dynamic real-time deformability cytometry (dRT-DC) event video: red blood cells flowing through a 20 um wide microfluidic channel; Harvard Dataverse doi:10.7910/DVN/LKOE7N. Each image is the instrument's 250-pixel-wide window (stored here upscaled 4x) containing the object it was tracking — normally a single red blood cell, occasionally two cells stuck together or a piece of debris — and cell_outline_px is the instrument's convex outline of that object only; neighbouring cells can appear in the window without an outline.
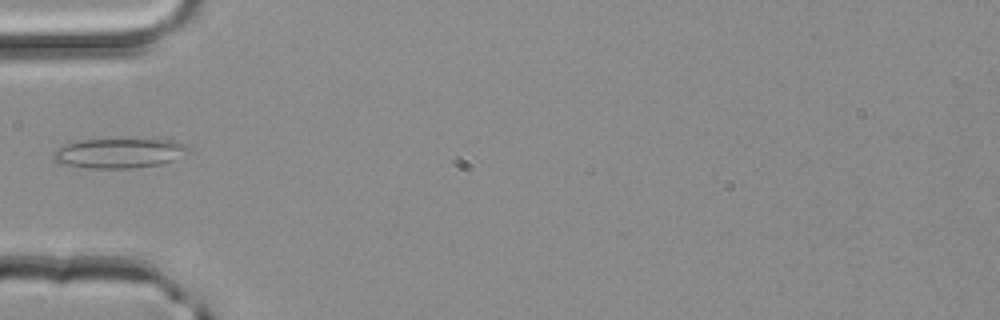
{"species": "common noctule bat (a hibernating species)", "species_latin": "Nyctalus noctula", "temperature_condition": "room temperature", "stored_images_in_passage": 1, "camera_frame_rate_fps": 3000, "um_per_image_px": 0.085, "animal": {"sex": "male", "body_mass_g": 20.4}, "frame": {"image": 1, "passage_image": 1, "time_ms": 0.0, "image_size_px": [1000, 320], "cell_outline_px": [[188, 152], [172, 160], [160, 164], [132, 168], [88, 168], [56, 164], [52, 156], [52, 152], [56, 148], [80, 140], [176, 140], [184, 144], [188, 148]], "centroid_in_image_um": [10.05, 13.03], "position_along_channel_um": 75.0, "area_um2": 23.24}}